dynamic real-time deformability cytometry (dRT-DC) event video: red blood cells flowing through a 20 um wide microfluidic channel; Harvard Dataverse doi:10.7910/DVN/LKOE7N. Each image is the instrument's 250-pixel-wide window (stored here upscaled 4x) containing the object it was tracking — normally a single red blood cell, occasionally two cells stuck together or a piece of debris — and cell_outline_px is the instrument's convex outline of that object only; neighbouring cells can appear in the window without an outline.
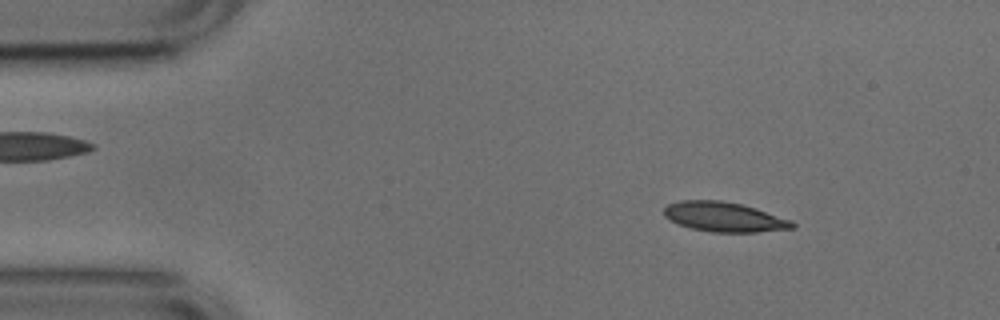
{"species": "common noctule bat (a hibernating species)", "species_latin": "Nyctalus noctula", "temperature_condition": "cold", "stored_images_in_passage": 52, "camera_frame_rate_fps": 3000, "um_per_image_px": 0.085, "animal": {"sex": "male", "body_mass_g": 17.9, "forearm_length_mm": 54.2}, "frame": {"image": 1, "passage_image": 6, "time_ms": 1.667, "image_size_px": [1000, 320], "cell_outline_px": [[796, 228], [756, 232], [712, 232], [692, 228], [668, 220], [664, 216], [664, 208], [668, 204], [680, 200], [720, 200], [740, 204], [756, 208], [792, 220], [796, 224]], "centroid_in_image_um": [61.57, 18.44], "position_along_channel_um": 23.4, "area_um2": 22.25}}
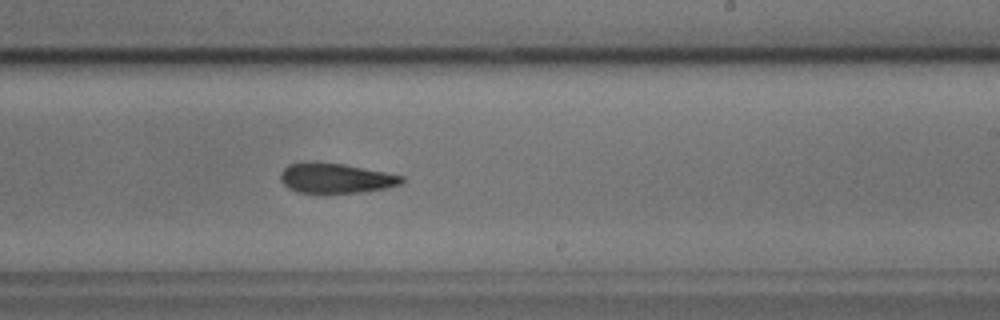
{"frame": {"image": 2, "passage_image": 30, "time_ms": 9.667, "image_size_px": [1000, 320], "cell_outline_px": [[404, 180], [400, 184], [388, 188], [360, 192], [296, 192], [288, 188], [280, 180], [280, 172], [288, 164], [304, 160], [316, 160], [344, 164], [404, 176]], "centroid_in_image_um": [28.48, 15.11], "position_along_channel_um": 260.5, "area_um2": 21.44}}
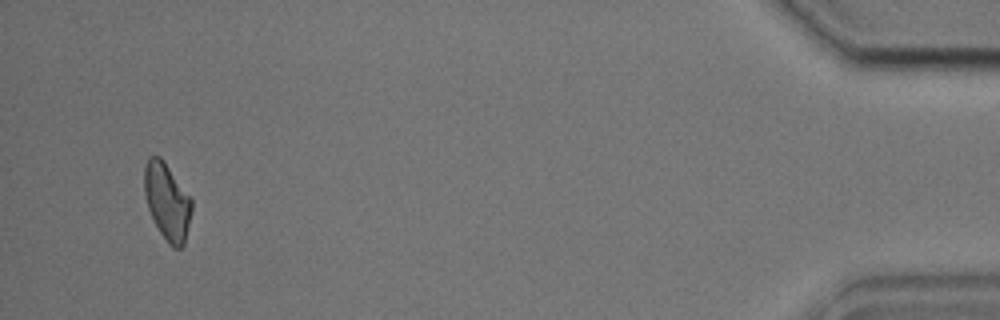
{"frame": {"image": 3, "passage_image": 49, "time_ms": 16.0, "image_size_px": [1000, 320], "cell_outline_px": [[192, 208], [184, 244], [180, 248], [172, 248], [168, 244], [160, 232], [148, 208], [144, 196], [144, 164], [148, 156], [160, 156], [164, 160], [192, 200]], "centroid_in_image_um": [14.18, 17.1], "position_along_channel_um": 421.0, "area_um2": 21.15}, "authors_computed_cell_mechanics": {"area_um2": 21.9929, "velocity_mm_per_s": 3.7841, "shape_relaxation_time_tau1_ms": 1.9869, "shape_relaxation_time_tau2_ms": 2.6096, "deformation_change_tau1": 0.1176, "deformation_change_tau2": 0.1123}}